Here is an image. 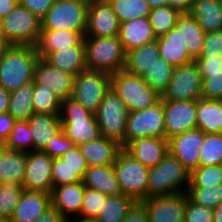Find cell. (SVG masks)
I'll use <instances>...</instances> for the list:
<instances>
[{
  "instance_id": "cell-26",
  "label": "cell",
  "mask_w": 222,
  "mask_h": 222,
  "mask_svg": "<svg viewBox=\"0 0 222 222\" xmlns=\"http://www.w3.org/2000/svg\"><path fill=\"white\" fill-rule=\"evenodd\" d=\"M82 38L83 36L77 31L41 29L35 47L39 58L44 59L49 53L76 45Z\"/></svg>"
},
{
  "instance_id": "cell-62",
  "label": "cell",
  "mask_w": 222,
  "mask_h": 222,
  "mask_svg": "<svg viewBox=\"0 0 222 222\" xmlns=\"http://www.w3.org/2000/svg\"><path fill=\"white\" fill-rule=\"evenodd\" d=\"M213 222H222V202L215 208H213Z\"/></svg>"
},
{
  "instance_id": "cell-31",
  "label": "cell",
  "mask_w": 222,
  "mask_h": 222,
  "mask_svg": "<svg viewBox=\"0 0 222 222\" xmlns=\"http://www.w3.org/2000/svg\"><path fill=\"white\" fill-rule=\"evenodd\" d=\"M82 182L86 187L98 190L107 196L121 193L113 165L88 167Z\"/></svg>"
},
{
  "instance_id": "cell-28",
  "label": "cell",
  "mask_w": 222,
  "mask_h": 222,
  "mask_svg": "<svg viewBox=\"0 0 222 222\" xmlns=\"http://www.w3.org/2000/svg\"><path fill=\"white\" fill-rule=\"evenodd\" d=\"M157 43L160 57L174 67L194 60L182 42L179 30L176 27L172 28L167 34L157 37Z\"/></svg>"
},
{
  "instance_id": "cell-56",
  "label": "cell",
  "mask_w": 222,
  "mask_h": 222,
  "mask_svg": "<svg viewBox=\"0 0 222 222\" xmlns=\"http://www.w3.org/2000/svg\"><path fill=\"white\" fill-rule=\"evenodd\" d=\"M35 222H67V220L51 206Z\"/></svg>"
},
{
  "instance_id": "cell-22",
  "label": "cell",
  "mask_w": 222,
  "mask_h": 222,
  "mask_svg": "<svg viewBox=\"0 0 222 222\" xmlns=\"http://www.w3.org/2000/svg\"><path fill=\"white\" fill-rule=\"evenodd\" d=\"M51 207V195L38 191H23L11 222H35Z\"/></svg>"
},
{
  "instance_id": "cell-40",
  "label": "cell",
  "mask_w": 222,
  "mask_h": 222,
  "mask_svg": "<svg viewBox=\"0 0 222 222\" xmlns=\"http://www.w3.org/2000/svg\"><path fill=\"white\" fill-rule=\"evenodd\" d=\"M3 146L10 150L30 152L34 141L27 120L15 121L12 131Z\"/></svg>"
},
{
  "instance_id": "cell-23",
  "label": "cell",
  "mask_w": 222,
  "mask_h": 222,
  "mask_svg": "<svg viewBox=\"0 0 222 222\" xmlns=\"http://www.w3.org/2000/svg\"><path fill=\"white\" fill-rule=\"evenodd\" d=\"M118 37L126 53L157 40L148 17L136 18L120 23Z\"/></svg>"
},
{
  "instance_id": "cell-59",
  "label": "cell",
  "mask_w": 222,
  "mask_h": 222,
  "mask_svg": "<svg viewBox=\"0 0 222 222\" xmlns=\"http://www.w3.org/2000/svg\"><path fill=\"white\" fill-rule=\"evenodd\" d=\"M10 92L0 85V113H7L9 109Z\"/></svg>"
},
{
  "instance_id": "cell-12",
  "label": "cell",
  "mask_w": 222,
  "mask_h": 222,
  "mask_svg": "<svg viewBox=\"0 0 222 222\" xmlns=\"http://www.w3.org/2000/svg\"><path fill=\"white\" fill-rule=\"evenodd\" d=\"M203 78L197 63L175 66L167 89L161 95L163 101H193L201 98Z\"/></svg>"
},
{
  "instance_id": "cell-61",
  "label": "cell",
  "mask_w": 222,
  "mask_h": 222,
  "mask_svg": "<svg viewBox=\"0 0 222 222\" xmlns=\"http://www.w3.org/2000/svg\"><path fill=\"white\" fill-rule=\"evenodd\" d=\"M146 2L152 9L168 5V0H146Z\"/></svg>"
},
{
  "instance_id": "cell-44",
  "label": "cell",
  "mask_w": 222,
  "mask_h": 222,
  "mask_svg": "<svg viewBox=\"0 0 222 222\" xmlns=\"http://www.w3.org/2000/svg\"><path fill=\"white\" fill-rule=\"evenodd\" d=\"M186 194L192 202L213 209L222 202V184L211 188L188 187Z\"/></svg>"
},
{
  "instance_id": "cell-63",
  "label": "cell",
  "mask_w": 222,
  "mask_h": 222,
  "mask_svg": "<svg viewBox=\"0 0 222 222\" xmlns=\"http://www.w3.org/2000/svg\"><path fill=\"white\" fill-rule=\"evenodd\" d=\"M77 220V221H76ZM69 219V220H67V222H96L95 220H91V219H83V218H79L78 217V219Z\"/></svg>"
},
{
  "instance_id": "cell-3",
  "label": "cell",
  "mask_w": 222,
  "mask_h": 222,
  "mask_svg": "<svg viewBox=\"0 0 222 222\" xmlns=\"http://www.w3.org/2000/svg\"><path fill=\"white\" fill-rule=\"evenodd\" d=\"M86 68L114 74L125 68L126 51L118 36H84Z\"/></svg>"
},
{
  "instance_id": "cell-19",
  "label": "cell",
  "mask_w": 222,
  "mask_h": 222,
  "mask_svg": "<svg viewBox=\"0 0 222 222\" xmlns=\"http://www.w3.org/2000/svg\"><path fill=\"white\" fill-rule=\"evenodd\" d=\"M86 186L83 182L54 187L51 192V206L66 220L80 216ZM70 215V216H69ZM76 216V217H75Z\"/></svg>"
},
{
  "instance_id": "cell-37",
  "label": "cell",
  "mask_w": 222,
  "mask_h": 222,
  "mask_svg": "<svg viewBox=\"0 0 222 222\" xmlns=\"http://www.w3.org/2000/svg\"><path fill=\"white\" fill-rule=\"evenodd\" d=\"M120 23L148 17L151 7L146 0H106Z\"/></svg>"
},
{
  "instance_id": "cell-5",
  "label": "cell",
  "mask_w": 222,
  "mask_h": 222,
  "mask_svg": "<svg viewBox=\"0 0 222 222\" xmlns=\"http://www.w3.org/2000/svg\"><path fill=\"white\" fill-rule=\"evenodd\" d=\"M111 88L126 104L129 112L151 107L161 99L142 76L131 74L125 69L111 74Z\"/></svg>"
},
{
  "instance_id": "cell-33",
  "label": "cell",
  "mask_w": 222,
  "mask_h": 222,
  "mask_svg": "<svg viewBox=\"0 0 222 222\" xmlns=\"http://www.w3.org/2000/svg\"><path fill=\"white\" fill-rule=\"evenodd\" d=\"M157 40L134 48L126 53L125 70L143 76L159 57Z\"/></svg>"
},
{
  "instance_id": "cell-41",
  "label": "cell",
  "mask_w": 222,
  "mask_h": 222,
  "mask_svg": "<svg viewBox=\"0 0 222 222\" xmlns=\"http://www.w3.org/2000/svg\"><path fill=\"white\" fill-rule=\"evenodd\" d=\"M198 166L222 164V133L204 134Z\"/></svg>"
},
{
  "instance_id": "cell-48",
  "label": "cell",
  "mask_w": 222,
  "mask_h": 222,
  "mask_svg": "<svg viewBox=\"0 0 222 222\" xmlns=\"http://www.w3.org/2000/svg\"><path fill=\"white\" fill-rule=\"evenodd\" d=\"M213 209L192 202L187 196L184 222H213Z\"/></svg>"
},
{
  "instance_id": "cell-49",
  "label": "cell",
  "mask_w": 222,
  "mask_h": 222,
  "mask_svg": "<svg viewBox=\"0 0 222 222\" xmlns=\"http://www.w3.org/2000/svg\"><path fill=\"white\" fill-rule=\"evenodd\" d=\"M198 58H222V30L207 32Z\"/></svg>"
},
{
  "instance_id": "cell-34",
  "label": "cell",
  "mask_w": 222,
  "mask_h": 222,
  "mask_svg": "<svg viewBox=\"0 0 222 222\" xmlns=\"http://www.w3.org/2000/svg\"><path fill=\"white\" fill-rule=\"evenodd\" d=\"M34 81L10 92L8 113L15 121L28 120L34 114Z\"/></svg>"
},
{
  "instance_id": "cell-43",
  "label": "cell",
  "mask_w": 222,
  "mask_h": 222,
  "mask_svg": "<svg viewBox=\"0 0 222 222\" xmlns=\"http://www.w3.org/2000/svg\"><path fill=\"white\" fill-rule=\"evenodd\" d=\"M23 191L17 183L0 184V218H12Z\"/></svg>"
},
{
  "instance_id": "cell-4",
  "label": "cell",
  "mask_w": 222,
  "mask_h": 222,
  "mask_svg": "<svg viewBox=\"0 0 222 222\" xmlns=\"http://www.w3.org/2000/svg\"><path fill=\"white\" fill-rule=\"evenodd\" d=\"M62 131L75 146L101 136L96 116L72 97L61 100Z\"/></svg>"
},
{
  "instance_id": "cell-9",
  "label": "cell",
  "mask_w": 222,
  "mask_h": 222,
  "mask_svg": "<svg viewBox=\"0 0 222 222\" xmlns=\"http://www.w3.org/2000/svg\"><path fill=\"white\" fill-rule=\"evenodd\" d=\"M1 32L12 45L36 46L41 20L29 9L17 4L13 11L1 19Z\"/></svg>"
},
{
  "instance_id": "cell-45",
  "label": "cell",
  "mask_w": 222,
  "mask_h": 222,
  "mask_svg": "<svg viewBox=\"0 0 222 222\" xmlns=\"http://www.w3.org/2000/svg\"><path fill=\"white\" fill-rule=\"evenodd\" d=\"M107 197L98 190L86 187L79 218L95 220Z\"/></svg>"
},
{
  "instance_id": "cell-25",
  "label": "cell",
  "mask_w": 222,
  "mask_h": 222,
  "mask_svg": "<svg viewBox=\"0 0 222 222\" xmlns=\"http://www.w3.org/2000/svg\"><path fill=\"white\" fill-rule=\"evenodd\" d=\"M34 150H43L47 143L62 131L60 114H36L28 120Z\"/></svg>"
},
{
  "instance_id": "cell-8",
  "label": "cell",
  "mask_w": 222,
  "mask_h": 222,
  "mask_svg": "<svg viewBox=\"0 0 222 222\" xmlns=\"http://www.w3.org/2000/svg\"><path fill=\"white\" fill-rule=\"evenodd\" d=\"M88 6L76 0H56L41 19V29L72 30L84 37L87 29Z\"/></svg>"
},
{
  "instance_id": "cell-20",
  "label": "cell",
  "mask_w": 222,
  "mask_h": 222,
  "mask_svg": "<svg viewBox=\"0 0 222 222\" xmlns=\"http://www.w3.org/2000/svg\"><path fill=\"white\" fill-rule=\"evenodd\" d=\"M124 150L148 168L157 166L168 152L166 138L147 137L131 141Z\"/></svg>"
},
{
  "instance_id": "cell-36",
  "label": "cell",
  "mask_w": 222,
  "mask_h": 222,
  "mask_svg": "<svg viewBox=\"0 0 222 222\" xmlns=\"http://www.w3.org/2000/svg\"><path fill=\"white\" fill-rule=\"evenodd\" d=\"M173 69L172 64L159 56L142 79L161 96L171 81Z\"/></svg>"
},
{
  "instance_id": "cell-24",
  "label": "cell",
  "mask_w": 222,
  "mask_h": 222,
  "mask_svg": "<svg viewBox=\"0 0 222 222\" xmlns=\"http://www.w3.org/2000/svg\"><path fill=\"white\" fill-rule=\"evenodd\" d=\"M44 60L51 66L76 76L87 69L84 39L82 38L76 45L49 53Z\"/></svg>"
},
{
  "instance_id": "cell-2",
  "label": "cell",
  "mask_w": 222,
  "mask_h": 222,
  "mask_svg": "<svg viewBox=\"0 0 222 222\" xmlns=\"http://www.w3.org/2000/svg\"><path fill=\"white\" fill-rule=\"evenodd\" d=\"M190 174L189 170L168 151L157 166L149 168L147 199L186 192Z\"/></svg>"
},
{
  "instance_id": "cell-18",
  "label": "cell",
  "mask_w": 222,
  "mask_h": 222,
  "mask_svg": "<svg viewBox=\"0 0 222 222\" xmlns=\"http://www.w3.org/2000/svg\"><path fill=\"white\" fill-rule=\"evenodd\" d=\"M75 75L59 70L43 58H39L34 69L33 81L51 89L61 100L72 97Z\"/></svg>"
},
{
  "instance_id": "cell-39",
  "label": "cell",
  "mask_w": 222,
  "mask_h": 222,
  "mask_svg": "<svg viewBox=\"0 0 222 222\" xmlns=\"http://www.w3.org/2000/svg\"><path fill=\"white\" fill-rule=\"evenodd\" d=\"M33 108L36 114H60L61 99L51 89L34 82Z\"/></svg>"
},
{
  "instance_id": "cell-38",
  "label": "cell",
  "mask_w": 222,
  "mask_h": 222,
  "mask_svg": "<svg viewBox=\"0 0 222 222\" xmlns=\"http://www.w3.org/2000/svg\"><path fill=\"white\" fill-rule=\"evenodd\" d=\"M181 12L169 5L151 9L148 16L153 33L156 37L167 34L175 27Z\"/></svg>"
},
{
  "instance_id": "cell-16",
  "label": "cell",
  "mask_w": 222,
  "mask_h": 222,
  "mask_svg": "<svg viewBox=\"0 0 222 222\" xmlns=\"http://www.w3.org/2000/svg\"><path fill=\"white\" fill-rule=\"evenodd\" d=\"M204 133L194 128L168 140V151L191 173L198 167Z\"/></svg>"
},
{
  "instance_id": "cell-32",
  "label": "cell",
  "mask_w": 222,
  "mask_h": 222,
  "mask_svg": "<svg viewBox=\"0 0 222 222\" xmlns=\"http://www.w3.org/2000/svg\"><path fill=\"white\" fill-rule=\"evenodd\" d=\"M202 30L214 32L222 30V9L220 0H197L189 12Z\"/></svg>"
},
{
  "instance_id": "cell-10",
  "label": "cell",
  "mask_w": 222,
  "mask_h": 222,
  "mask_svg": "<svg viewBox=\"0 0 222 222\" xmlns=\"http://www.w3.org/2000/svg\"><path fill=\"white\" fill-rule=\"evenodd\" d=\"M110 88L111 74L86 69L74 77L72 98L95 115Z\"/></svg>"
},
{
  "instance_id": "cell-35",
  "label": "cell",
  "mask_w": 222,
  "mask_h": 222,
  "mask_svg": "<svg viewBox=\"0 0 222 222\" xmlns=\"http://www.w3.org/2000/svg\"><path fill=\"white\" fill-rule=\"evenodd\" d=\"M136 201L123 193L108 196L95 218L96 222H122Z\"/></svg>"
},
{
  "instance_id": "cell-51",
  "label": "cell",
  "mask_w": 222,
  "mask_h": 222,
  "mask_svg": "<svg viewBox=\"0 0 222 222\" xmlns=\"http://www.w3.org/2000/svg\"><path fill=\"white\" fill-rule=\"evenodd\" d=\"M60 158L64 160L65 164L75 169L81 178L84 177L88 165L78 146H74L71 150L60 156Z\"/></svg>"
},
{
  "instance_id": "cell-6",
  "label": "cell",
  "mask_w": 222,
  "mask_h": 222,
  "mask_svg": "<svg viewBox=\"0 0 222 222\" xmlns=\"http://www.w3.org/2000/svg\"><path fill=\"white\" fill-rule=\"evenodd\" d=\"M113 170L121 193L132 197L136 202L147 199L148 167L122 149L116 157Z\"/></svg>"
},
{
  "instance_id": "cell-21",
  "label": "cell",
  "mask_w": 222,
  "mask_h": 222,
  "mask_svg": "<svg viewBox=\"0 0 222 222\" xmlns=\"http://www.w3.org/2000/svg\"><path fill=\"white\" fill-rule=\"evenodd\" d=\"M88 167L113 165L118 153L123 149L117 142L100 136L78 146Z\"/></svg>"
},
{
  "instance_id": "cell-27",
  "label": "cell",
  "mask_w": 222,
  "mask_h": 222,
  "mask_svg": "<svg viewBox=\"0 0 222 222\" xmlns=\"http://www.w3.org/2000/svg\"><path fill=\"white\" fill-rule=\"evenodd\" d=\"M26 152L10 150L0 144V184L22 186L25 176Z\"/></svg>"
},
{
  "instance_id": "cell-64",
  "label": "cell",
  "mask_w": 222,
  "mask_h": 222,
  "mask_svg": "<svg viewBox=\"0 0 222 222\" xmlns=\"http://www.w3.org/2000/svg\"><path fill=\"white\" fill-rule=\"evenodd\" d=\"M76 1H80V2H83L85 4H92L94 1H97V0H76Z\"/></svg>"
},
{
  "instance_id": "cell-52",
  "label": "cell",
  "mask_w": 222,
  "mask_h": 222,
  "mask_svg": "<svg viewBox=\"0 0 222 222\" xmlns=\"http://www.w3.org/2000/svg\"><path fill=\"white\" fill-rule=\"evenodd\" d=\"M56 0H18V4L29 9L40 20L47 14Z\"/></svg>"
},
{
  "instance_id": "cell-17",
  "label": "cell",
  "mask_w": 222,
  "mask_h": 222,
  "mask_svg": "<svg viewBox=\"0 0 222 222\" xmlns=\"http://www.w3.org/2000/svg\"><path fill=\"white\" fill-rule=\"evenodd\" d=\"M120 22L106 0H97L88 6L85 36L115 37L119 34Z\"/></svg>"
},
{
  "instance_id": "cell-46",
  "label": "cell",
  "mask_w": 222,
  "mask_h": 222,
  "mask_svg": "<svg viewBox=\"0 0 222 222\" xmlns=\"http://www.w3.org/2000/svg\"><path fill=\"white\" fill-rule=\"evenodd\" d=\"M53 188L82 181L75 169L65 164L60 157L54 158L51 167Z\"/></svg>"
},
{
  "instance_id": "cell-1",
  "label": "cell",
  "mask_w": 222,
  "mask_h": 222,
  "mask_svg": "<svg viewBox=\"0 0 222 222\" xmlns=\"http://www.w3.org/2000/svg\"><path fill=\"white\" fill-rule=\"evenodd\" d=\"M38 60L36 47L12 45L0 56V85L12 92L32 82Z\"/></svg>"
},
{
  "instance_id": "cell-57",
  "label": "cell",
  "mask_w": 222,
  "mask_h": 222,
  "mask_svg": "<svg viewBox=\"0 0 222 222\" xmlns=\"http://www.w3.org/2000/svg\"><path fill=\"white\" fill-rule=\"evenodd\" d=\"M194 0H168V5L178 9L181 13H189Z\"/></svg>"
},
{
  "instance_id": "cell-55",
  "label": "cell",
  "mask_w": 222,
  "mask_h": 222,
  "mask_svg": "<svg viewBox=\"0 0 222 222\" xmlns=\"http://www.w3.org/2000/svg\"><path fill=\"white\" fill-rule=\"evenodd\" d=\"M15 120L7 113H0V144H4L8 139L14 126Z\"/></svg>"
},
{
  "instance_id": "cell-53",
  "label": "cell",
  "mask_w": 222,
  "mask_h": 222,
  "mask_svg": "<svg viewBox=\"0 0 222 222\" xmlns=\"http://www.w3.org/2000/svg\"><path fill=\"white\" fill-rule=\"evenodd\" d=\"M194 61L202 77L208 72L222 71V58H196Z\"/></svg>"
},
{
  "instance_id": "cell-50",
  "label": "cell",
  "mask_w": 222,
  "mask_h": 222,
  "mask_svg": "<svg viewBox=\"0 0 222 222\" xmlns=\"http://www.w3.org/2000/svg\"><path fill=\"white\" fill-rule=\"evenodd\" d=\"M75 144L69 140L63 131L52 138L42 150L52 158H58L71 150Z\"/></svg>"
},
{
  "instance_id": "cell-29",
  "label": "cell",
  "mask_w": 222,
  "mask_h": 222,
  "mask_svg": "<svg viewBox=\"0 0 222 222\" xmlns=\"http://www.w3.org/2000/svg\"><path fill=\"white\" fill-rule=\"evenodd\" d=\"M175 27L179 30L181 40L195 60L202 52L205 32L190 13H181Z\"/></svg>"
},
{
  "instance_id": "cell-42",
  "label": "cell",
  "mask_w": 222,
  "mask_h": 222,
  "mask_svg": "<svg viewBox=\"0 0 222 222\" xmlns=\"http://www.w3.org/2000/svg\"><path fill=\"white\" fill-rule=\"evenodd\" d=\"M219 184H222L221 165L198 166L190 174L188 187L211 188Z\"/></svg>"
},
{
  "instance_id": "cell-14",
  "label": "cell",
  "mask_w": 222,
  "mask_h": 222,
  "mask_svg": "<svg viewBox=\"0 0 222 222\" xmlns=\"http://www.w3.org/2000/svg\"><path fill=\"white\" fill-rule=\"evenodd\" d=\"M166 139L196 128V100L164 101Z\"/></svg>"
},
{
  "instance_id": "cell-11",
  "label": "cell",
  "mask_w": 222,
  "mask_h": 222,
  "mask_svg": "<svg viewBox=\"0 0 222 222\" xmlns=\"http://www.w3.org/2000/svg\"><path fill=\"white\" fill-rule=\"evenodd\" d=\"M147 137L166 138L162 99L151 107L128 113L125 147L135 139Z\"/></svg>"
},
{
  "instance_id": "cell-58",
  "label": "cell",
  "mask_w": 222,
  "mask_h": 222,
  "mask_svg": "<svg viewBox=\"0 0 222 222\" xmlns=\"http://www.w3.org/2000/svg\"><path fill=\"white\" fill-rule=\"evenodd\" d=\"M18 0H0V19L14 10Z\"/></svg>"
},
{
  "instance_id": "cell-54",
  "label": "cell",
  "mask_w": 222,
  "mask_h": 222,
  "mask_svg": "<svg viewBox=\"0 0 222 222\" xmlns=\"http://www.w3.org/2000/svg\"><path fill=\"white\" fill-rule=\"evenodd\" d=\"M122 222H149L144 205L141 202H136Z\"/></svg>"
},
{
  "instance_id": "cell-60",
  "label": "cell",
  "mask_w": 222,
  "mask_h": 222,
  "mask_svg": "<svg viewBox=\"0 0 222 222\" xmlns=\"http://www.w3.org/2000/svg\"><path fill=\"white\" fill-rule=\"evenodd\" d=\"M11 46H12V44L8 41V39L0 31V56L2 54H4Z\"/></svg>"
},
{
  "instance_id": "cell-15",
  "label": "cell",
  "mask_w": 222,
  "mask_h": 222,
  "mask_svg": "<svg viewBox=\"0 0 222 222\" xmlns=\"http://www.w3.org/2000/svg\"><path fill=\"white\" fill-rule=\"evenodd\" d=\"M186 202V192L141 201L147 210L149 222H184Z\"/></svg>"
},
{
  "instance_id": "cell-7",
  "label": "cell",
  "mask_w": 222,
  "mask_h": 222,
  "mask_svg": "<svg viewBox=\"0 0 222 222\" xmlns=\"http://www.w3.org/2000/svg\"><path fill=\"white\" fill-rule=\"evenodd\" d=\"M128 109L112 88L105 94L95 114L101 136L125 148Z\"/></svg>"
},
{
  "instance_id": "cell-30",
  "label": "cell",
  "mask_w": 222,
  "mask_h": 222,
  "mask_svg": "<svg viewBox=\"0 0 222 222\" xmlns=\"http://www.w3.org/2000/svg\"><path fill=\"white\" fill-rule=\"evenodd\" d=\"M196 119L204 134L222 133V100H196Z\"/></svg>"
},
{
  "instance_id": "cell-13",
  "label": "cell",
  "mask_w": 222,
  "mask_h": 222,
  "mask_svg": "<svg viewBox=\"0 0 222 222\" xmlns=\"http://www.w3.org/2000/svg\"><path fill=\"white\" fill-rule=\"evenodd\" d=\"M52 157L42 150L26 152L25 176L22 187L29 191L51 194L53 189Z\"/></svg>"
},
{
  "instance_id": "cell-47",
  "label": "cell",
  "mask_w": 222,
  "mask_h": 222,
  "mask_svg": "<svg viewBox=\"0 0 222 222\" xmlns=\"http://www.w3.org/2000/svg\"><path fill=\"white\" fill-rule=\"evenodd\" d=\"M203 78L201 98L222 100V71L208 72Z\"/></svg>"
},
{
  "instance_id": "cell-65",
  "label": "cell",
  "mask_w": 222,
  "mask_h": 222,
  "mask_svg": "<svg viewBox=\"0 0 222 222\" xmlns=\"http://www.w3.org/2000/svg\"><path fill=\"white\" fill-rule=\"evenodd\" d=\"M0 222H11V219L0 218Z\"/></svg>"
}]
</instances>
